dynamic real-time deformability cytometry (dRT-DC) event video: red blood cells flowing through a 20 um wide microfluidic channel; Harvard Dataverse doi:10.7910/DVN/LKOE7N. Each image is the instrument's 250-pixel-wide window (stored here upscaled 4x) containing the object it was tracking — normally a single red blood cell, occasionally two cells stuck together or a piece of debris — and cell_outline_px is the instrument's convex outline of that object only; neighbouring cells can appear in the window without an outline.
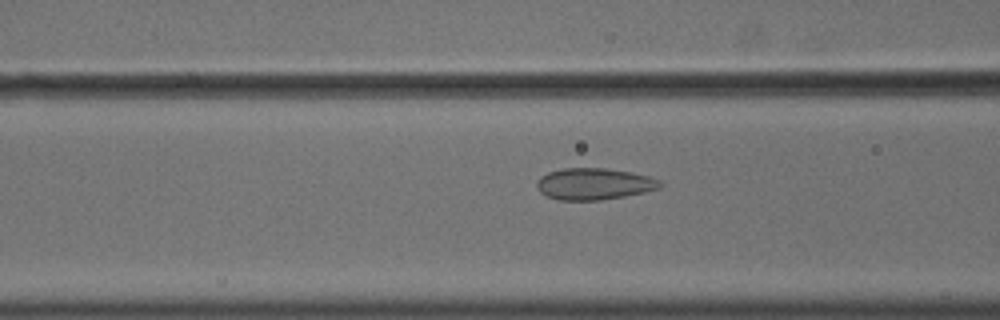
{"species": "common noctule bat (a hibernating species)", "species_latin": "Nyctalus noctula", "temperature_condition": "cold", "stored_images_in_passage": 11, "camera_frame_rate_fps": 3000, "um_per_image_px": 0.085, "animal": {"sex": "male", "body_mass_g": 18.8}, "frame": {"image": 1, "passage_image": 8, "time_ms": 2.333, "image_size_px": [1000, 320], "cell_outline_px": [[664, 184], [660, 188], [644, 192], [624, 196], [600, 200], [556, 200], [540, 192], [536, 188], [536, 180], [540, 176], [548, 172], [564, 168], [604, 168], [632, 172], [652, 176], [660, 180]], "centroid_in_image_um": [50.5, 15.63], "position_along_channel_um": 116.1, "area_um2": 22.95}}